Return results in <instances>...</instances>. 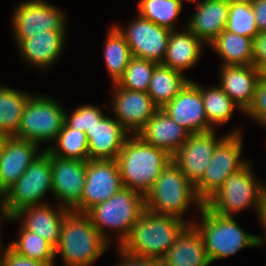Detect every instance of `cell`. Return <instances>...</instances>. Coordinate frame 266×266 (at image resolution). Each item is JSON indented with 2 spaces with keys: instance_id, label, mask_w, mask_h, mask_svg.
Wrapping results in <instances>:
<instances>
[{
  "instance_id": "6da1fadb",
  "label": "cell",
  "mask_w": 266,
  "mask_h": 266,
  "mask_svg": "<svg viewBox=\"0 0 266 266\" xmlns=\"http://www.w3.org/2000/svg\"><path fill=\"white\" fill-rule=\"evenodd\" d=\"M192 221L145 209L119 248L138 257L162 260Z\"/></svg>"
},
{
  "instance_id": "7a4b0ae2",
  "label": "cell",
  "mask_w": 266,
  "mask_h": 266,
  "mask_svg": "<svg viewBox=\"0 0 266 266\" xmlns=\"http://www.w3.org/2000/svg\"><path fill=\"white\" fill-rule=\"evenodd\" d=\"M116 161L123 187L145 195L172 161V156L146 143L138 135H130Z\"/></svg>"
},
{
  "instance_id": "3957f363",
  "label": "cell",
  "mask_w": 266,
  "mask_h": 266,
  "mask_svg": "<svg viewBox=\"0 0 266 266\" xmlns=\"http://www.w3.org/2000/svg\"><path fill=\"white\" fill-rule=\"evenodd\" d=\"M109 246L86 213L69 211L63 219L55 259L61 255L64 266H91Z\"/></svg>"
},
{
  "instance_id": "277c9868",
  "label": "cell",
  "mask_w": 266,
  "mask_h": 266,
  "mask_svg": "<svg viewBox=\"0 0 266 266\" xmlns=\"http://www.w3.org/2000/svg\"><path fill=\"white\" fill-rule=\"evenodd\" d=\"M145 209V195L123 187L105 202L92 207L86 214L109 244L112 243L111 238L116 236L114 241H117L115 244L119 247ZM109 229L117 234L111 236L112 232H107Z\"/></svg>"
},
{
  "instance_id": "5b68a950",
  "label": "cell",
  "mask_w": 266,
  "mask_h": 266,
  "mask_svg": "<svg viewBox=\"0 0 266 266\" xmlns=\"http://www.w3.org/2000/svg\"><path fill=\"white\" fill-rule=\"evenodd\" d=\"M199 213L200 219L192 221V224L203 238L211 264L235 255L243 248L258 247L256 234L245 231L234 219L235 216L220 215L205 204Z\"/></svg>"
},
{
  "instance_id": "8992f818",
  "label": "cell",
  "mask_w": 266,
  "mask_h": 266,
  "mask_svg": "<svg viewBox=\"0 0 266 266\" xmlns=\"http://www.w3.org/2000/svg\"><path fill=\"white\" fill-rule=\"evenodd\" d=\"M191 205H195L200 211L204 202L197 195L195 186L171 161L145 194V208L154 213L184 220V215Z\"/></svg>"
},
{
  "instance_id": "52a82bcc",
  "label": "cell",
  "mask_w": 266,
  "mask_h": 266,
  "mask_svg": "<svg viewBox=\"0 0 266 266\" xmlns=\"http://www.w3.org/2000/svg\"><path fill=\"white\" fill-rule=\"evenodd\" d=\"M250 161L230 175L221 187L204 203L211 211L224 216H234L243 210L257 211L266 184L254 175Z\"/></svg>"
},
{
  "instance_id": "ba28073f",
  "label": "cell",
  "mask_w": 266,
  "mask_h": 266,
  "mask_svg": "<svg viewBox=\"0 0 266 266\" xmlns=\"http://www.w3.org/2000/svg\"><path fill=\"white\" fill-rule=\"evenodd\" d=\"M48 192H53L51 154L45 149L0 197L1 209L11 217L24 207L47 204L44 196Z\"/></svg>"
},
{
  "instance_id": "9c48e42d",
  "label": "cell",
  "mask_w": 266,
  "mask_h": 266,
  "mask_svg": "<svg viewBox=\"0 0 266 266\" xmlns=\"http://www.w3.org/2000/svg\"><path fill=\"white\" fill-rule=\"evenodd\" d=\"M46 95L32 94L29 98L17 133L14 137L39 145L55 141L65 121V108Z\"/></svg>"
},
{
  "instance_id": "30bf717a",
  "label": "cell",
  "mask_w": 266,
  "mask_h": 266,
  "mask_svg": "<svg viewBox=\"0 0 266 266\" xmlns=\"http://www.w3.org/2000/svg\"><path fill=\"white\" fill-rule=\"evenodd\" d=\"M243 137L240 128H234L217 144L210 164L201 180L195 185L199 198L205 203L233 173L250 160L241 158Z\"/></svg>"
},
{
  "instance_id": "8fae6325",
  "label": "cell",
  "mask_w": 266,
  "mask_h": 266,
  "mask_svg": "<svg viewBox=\"0 0 266 266\" xmlns=\"http://www.w3.org/2000/svg\"><path fill=\"white\" fill-rule=\"evenodd\" d=\"M14 9L11 18L14 40H24L46 30L67 31L66 12L45 0L21 1Z\"/></svg>"
},
{
  "instance_id": "7c38bea8",
  "label": "cell",
  "mask_w": 266,
  "mask_h": 266,
  "mask_svg": "<svg viewBox=\"0 0 266 266\" xmlns=\"http://www.w3.org/2000/svg\"><path fill=\"white\" fill-rule=\"evenodd\" d=\"M124 35L132 56L162 64L171 30L159 26L139 14L126 27L114 24Z\"/></svg>"
},
{
  "instance_id": "4fadbf2b",
  "label": "cell",
  "mask_w": 266,
  "mask_h": 266,
  "mask_svg": "<svg viewBox=\"0 0 266 266\" xmlns=\"http://www.w3.org/2000/svg\"><path fill=\"white\" fill-rule=\"evenodd\" d=\"M123 188L116 160H87L86 179L80 204L73 210L86 213Z\"/></svg>"
},
{
  "instance_id": "5bb4252c",
  "label": "cell",
  "mask_w": 266,
  "mask_h": 266,
  "mask_svg": "<svg viewBox=\"0 0 266 266\" xmlns=\"http://www.w3.org/2000/svg\"><path fill=\"white\" fill-rule=\"evenodd\" d=\"M217 131L192 133L172 156V161L195 186L204 175L217 144L225 137H217Z\"/></svg>"
},
{
  "instance_id": "9a60e30c",
  "label": "cell",
  "mask_w": 266,
  "mask_h": 266,
  "mask_svg": "<svg viewBox=\"0 0 266 266\" xmlns=\"http://www.w3.org/2000/svg\"><path fill=\"white\" fill-rule=\"evenodd\" d=\"M113 100L110 104L115 119L131 134L137 133L160 109L147 92L132 91L111 85Z\"/></svg>"
},
{
  "instance_id": "2e32d148",
  "label": "cell",
  "mask_w": 266,
  "mask_h": 266,
  "mask_svg": "<svg viewBox=\"0 0 266 266\" xmlns=\"http://www.w3.org/2000/svg\"><path fill=\"white\" fill-rule=\"evenodd\" d=\"M52 194L58 206L73 211L82 199L86 179V161L51 155Z\"/></svg>"
},
{
  "instance_id": "e0dca14e",
  "label": "cell",
  "mask_w": 266,
  "mask_h": 266,
  "mask_svg": "<svg viewBox=\"0 0 266 266\" xmlns=\"http://www.w3.org/2000/svg\"><path fill=\"white\" fill-rule=\"evenodd\" d=\"M161 109L191 134L214 130L207 120L201 90L193 79Z\"/></svg>"
},
{
  "instance_id": "ac0fdd59",
  "label": "cell",
  "mask_w": 266,
  "mask_h": 266,
  "mask_svg": "<svg viewBox=\"0 0 266 266\" xmlns=\"http://www.w3.org/2000/svg\"><path fill=\"white\" fill-rule=\"evenodd\" d=\"M29 140L4 136L0 148V197L24 174L45 150Z\"/></svg>"
},
{
  "instance_id": "d6986e66",
  "label": "cell",
  "mask_w": 266,
  "mask_h": 266,
  "mask_svg": "<svg viewBox=\"0 0 266 266\" xmlns=\"http://www.w3.org/2000/svg\"><path fill=\"white\" fill-rule=\"evenodd\" d=\"M70 210L53 206L50 202L43 205L27 206L15 212L8 221H20V225L28 231L39 234L54 248L58 245L62 223L65 215Z\"/></svg>"
},
{
  "instance_id": "ffe728a7",
  "label": "cell",
  "mask_w": 266,
  "mask_h": 266,
  "mask_svg": "<svg viewBox=\"0 0 266 266\" xmlns=\"http://www.w3.org/2000/svg\"><path fill=\"white\" fill-rule=\"evenodd\" d=\"M66 31L46 30L24 40H15L16 48L27 64L47 71L62 56L66 46Z\"/></svg>"
},
{
  "instance_id": "44dd1931",
  "label": "cell",
  "mask_w": 266,
  "mask_h": 266,
  "mask_svg": "<svg viewBox=\"0 0 266 266\" xmlns=\"http://www.w3.org/2000/svg\"><path fill=\"white\" fill-rule=\"evenodd\" d=\"M218 77L220 88L241 109L243 114L251 106L259 81V70L254 65L222 66Z\"/></svg>"
},
{
  "instance_id": "7402d4cb",
  "label": "cell",
  "mask_w": 266,
  "mask_h": 266,
  "mask_svg": "<svg viewBox=\"0 0 266 266\" xmlns=\"http://www.w3.org/2000/svg\"><path fill=\"white\" fill-rule=\"evenodd\" d=\"M86 134L89 160H116L131 135L114 117L107 115Z\"/></svg>"
},
{
  "instance_id": "603a6c76",
  "label": "cell",
  "mask_w": 266,
  "mask_h": 266,
  "mask_svg": "<svg viewBox=\"0 0 266 266\" xmlns=\"http://www.w3.org/2000/svg\"><path fill=\"white\" fill-rule=\"evenodd\" d=\"M186 27L207 46L225 30L229 0H199Z\"/></svg>"
},
{
  "instance_id": "cb8c5ba5",
  "label": "cell",
  "mask_w": 266,
  "mask_h": 266,
  "mask_svg": "<svg viewBox=\"0 0 266 266\" xmlns=\"http://www.w3.org/2000/svg\"><path fill=\"white\" fill-rule=\"evenodd\" d=\"M190 132L174 122L159 109L137 133L146 143L165 150L173 156L190 137Z\"/></svg>"
},
{
  "instance_id": "d4e9b609",
  "label": "cell",
  "mask_w": 266,
  "mask_h": 266,
  "mask_svg": "<svg viewBox=\"0 0 266 266\" xmlns=\"http://www.w3.org/2000/svg\"><path fill=\"white\" fill-rule=\"evenodd\" d=\"M204 45L186 25L170 32L168 47L162 65L183 73L192 69L201 58Z\"/></svg>"
},
{
  "instance_id": "484cf974",
  "label": "cell",
  "mask_w": 266,
  "mask_h": 266,
  "mask_svg": "<svg viewBox=\"0 0 266 266\" xmlns=\"http://www.w3.org/2000/svg\"><path fill=\"white\" fill-rule=\"evenodd\" d=\"M200 232L189 224L162 259V266H210Z\"/></svg>"
},
{
  "instance_id": "4316f807",
  "label": "cell",
  "mask_w": 266,
  "mask_h": 266,
  "mask_svg": "<svg viewBox=\"0 0 266 266\" xmlns=\"http://www.w3.org/2000/svg\"><path fill=\"white\" fill-rule=\"evenodd\" d=\"M221 59V66L253 65V39L222 31L209 45Z\"/></svg>"
},
{
  "instance_id": "83f0119b",
  "label": "cell",
  "mask_w": 266,
  "mask_h": 266,
  "mask_svg": "<svg viewBox=\"0 0 266 266\" xmlns=\"http://www.w3.org/2000/svg\"><path fill=\"white\" fill-rule=\"evenodd\" d=\"M191 79L184 73L158 64L153 71L147 93L161 109L170 102Z\"/></svg>"
},
{
  "instance_id": "f1b7e54d",
  "label": "cell",
  "mask_w": 266,
  "mask_h": 266,
  "mask_svg": "<svg viewBox=\"0 0 266 266\" xmlns=\"http://www.w3.org/2000/svg\"><path fill=\"white\" fill-rule=\"evenodd\" d=\"M32 93L0 85V135L14 136Z\"/></svg>"
},
{
  "instance_id": "f546056e",
  "label": "cell",
  "mask_w": 266,
  "mask_h": 266,
  "mask_svg": "<svg viewBox=\"0 0 266 266\" xmlns=\"http://www.w3.org/2000/svg\"><path fill=\"white\" fill-rule=\"evenodd\" d=\"M103 49L105 67L112 84H116L133 56L124 35L114 24L108 30Z\"/></svg>"
},
{
  "instance_id": "4dcf8cb0",
  "label": "cell",
  "mask_w": 266,
  "mask_h": 266,
  "mask_svg": "<svg viewBox=\"0 0 266 266\" xmlns=\"http://www.w3.org/2000/svg\"><path fill=\"white\" fill-rule=\"evenodd\" d=\"M201 90L202 101L205 108L208 123L214 128L224 125L232 119L233 114L241 109L220 88L219 85L205 87L193 81Z\"/></svg>"
},
{
  "instance_id": "1f68e13d",
  "label": "cell",
  "mask_w": 266,
  "mask_h": 266,
  "mask_svg": "<svg viewBox=\"0 0 266 266\" xmlns=\"http://www.w3.org/2000/svg\"><path fill=\"white\" fill-rule=\"evenodd\" d=\"M55 144L45 146L51 155L63 159L89 160L87 134L69 128L65 123L55 139Z\"/></svg>"
},
{
  "instance_id": "d6a6232c",
  "label": "cell",
  "mask_w": 266,
  "mask_h": 266,
  "mask_svg": "<svg viewBox=\"0 0 266 266\" xmlns=\"http://www.w3.org/2000/svg\"><path fill=\"white\" fill-rule=\"evenodd\" d=\"M183 2L184 0H139L138 14L173 31L177 29V20L182 12Z\"/></svg>"
},
{
  "instance_id": "836d02e7",
  "label": "cell",
  "mask_w": 266,
  "mask_h": 266,
  "mask_svg": "<svg viewBox=\"0 0 266 266\" xmlns=\"http://www.w3.org/2000/svg\"><path fill=\"white\" fill-rule=\"evenodd\" d=\"M18 231L17 240L8 244L12 250L27 258L54 266L55 248L50 243L39 234L25 230L21 225Z\"/></svg>"
},
{
  "instance_id": "e575fe53",
  "label": "cell",
  "mask_w": 266,
  "mask_h": 266,
  "mask_svg": "<svg viewBox=\"0 0 266 266\" xmlns=\"http://www.w3.org/2000/svg\"><path fill=\"white\" fill-rule=\"evenodd\" d=\"M157 65L150 60L132 57L116 85L132 91L147 92L154 68Z\"/></svg>"
},
{
  "instance_id": "d590c367",
  "label": "cell",
  "mask_w": 266,
  "mask_h": 266,
  "mask_svg": "<svg viewBox=\"0 0 266 266\" xmlns=\"http://www.w3.org/2000/svg\"><path fill=\"white\" fill-rule=\"evenodd\" d=\"M225 29L253 39L259 32L251 4L229 1L228 21Z\"/></svg>"
},
{
  "instance_id": "8d00e7d4",
  "label": "cell",
  "mask_w": 266,
  "mask_h": 266,
  "mask_svg": "<svg viewBox=\"0 0 266 266\" xmlns=\"http://www.w3.org/2000/svg\"><path fill=\"white\" fill-rule=\"evenodd\" d=\"M105 105L102 106L103 110H101V107L93 104H85L77 107L71 114L65 111L64 123L69 128L87 133L88 130H91L106 116L104 114V109H106Z\"/></svg>"
},
{
  "instance_id": "74e56055",
  "label": "cell",
  "mask_w": 266,
  "mask_h": 266,
  "mask_svg": "<svg viewBox=\"0 0 266 266\" xmlns=\"http://www.w3.org/2000/svg\"><path fill=\"white\" fill-rule=\"evenodd\" d=\"M243 115L266 127V81H258L253 102Z\"/></svg>"
},
{
  "instance_id": "f35d334b",
  "label": "cell",
  "mask_w": 266,
  "mask_h": 266,
  "mask_svg": "<svg viewBox=\"0 0 266 266\" xmlns=\"http://www.w3.org/2000/svg\"><path fill=\"white\" fill-rule=\"evenodd\" d=\"M3 266H49L48 264L22 256L9 246L0 248Z\"/></svg>"
},
{
  "instance_id": "ab89813d",
  "label": "cell",
  "mask_w": 266,
  "mask_h": 266,
  "mask_svg": "<svg viewBox=\"0 0 266 266\" xmlns=\"http://www.w3.org/2000/svg\"><path fill=\"white\" fill-rule=\"evenodd\" d=\"M120 255L119 263L114 266H162V260L149 257H138L130 253H126L121 248L115 246Z\"/></svg>"
},
{
  "instance_id": "60d3db41",
  "label": "cell",
  "mask_w": 266,
  "mask_h": 266,
  "mask_svg": "<svg viewBox=\"0 0 266 266\" xmlns=\"http://www.w3.org/2000/svg\"><path fill=\"white\" fill-rule=\"evenodd\" d=\"M264 61H266V32H261L253 38V65L258 67Z\"/></svg>"
},
{
  "instance_id": "b9f144b4",
  "label": "cell",
  "mask_w": 266,
  "mask_h": 266,
  "mask_svg": "<svg viewBox=\"0 0 266 266\" xmlns=\"http://www.w3.org/2000/svg\"><path fill=\"white\" fill-rule=\"evenodd\" d=\"M251 6L258 32H266V0H255Z\"/></svg>"
},
{
  "instance_id": "7bdbcfd3",
  "label": "cell",
  "mask_w": 266,
  "mask_h": 266,
  "mask_svg": "<svg viewBox=\"0 0 266 266\" xmlns=\"http://www.w3.org/2000/svg\"><path fill=\"white\" fill-rule=\"evenodd\" d=\"M256 216L258 217L257 219H259V223L261 224V227H263V232L264 233V237L262 236H257L256 235V240L258 243V246L263 247L266 245V190L264 191L261 201L258 205L257 211H256Z\"/></svg>"
},
{
  "instance_id": "ee69618b",
  "label": "cell",
  "mask_w": 266,
  "mask_h": 266,
  "mask_svg": "<svg viewBox=\"0 0 266 266\" xmlns=\"http://www.w3.org/2000/svg\"><path fill=\"white\" fill-rule=\"evenodd\" d=\"M258 70H259V81H266V61H264L258 66Z\"/></svg>"
},
{
  "instance_id": "f6af8a7d",
  "label": "cell",
  "mask_w": 266,
  "mask_h": 266,
  "mask_svg": "<svg viewBox=\"0 0 266 266\" xmlns=\"http://www.w3.org/2000/svg\"><path fill=\"white\" fill-rule=\"evenodd\" d=\"M5 221L6 220V216H5V214H4V212H3V210L1 209V205H0V227H1V221ZM1 230V229H0ZM1 234V233H0ZM1 237V236H0ZM2 238H0V248H1V246H2V240H1Z\"/></svg>"
},
{
  "instance_id": "bcb514c9",
  "label": "cell",
  "mask_w": 266,
  "mask_h": 266,
  "mask_svg": "<svg viewBox=\"0 0 266 266\" xmlns=\"http://www.w3.org/2000/svg\"><path fill=\"white\" fill-rule=\"evenodd\" d=\"M229 1L252 4L255 0H229Z\"/></svg>"
},
{
  "instance_id": "7dc6e473",
  "label": "cell",
  "mask_w": 266,
  "mask_h": 266,
  "mask_svg": "<svg viewBox=\"0 0 266 266\" xmlns=\"http://www.w3.org/2000/svg\"><path fill=\"white\" fill-rule=\"evenodd\" d=\"M3 139H4V136L3 135H0V148H1L2 143H3Z\"/></svg>"
},
{
  "instance_id": "c3c4849f",
  "label": "cell",
  "mask_w": 266,
  "mask_h": 266,
  "mask_svg": "<svg viewBox=\"0 0 266 266\" xmlns=\"http://www.w3.org/2000/svg\"><path fill=\"white\" fill-rule=\"evenodd\" d=\"M185 2L188 1V2H196V1H199V0H184Z\"/></svg>"
},
{
  "instance_id": "681fc988",
  "label": "cell",
  "mask_w": 266,
  "mask_h": 266,
  "mask_svg": "<svg viewBox=\"0 0 266 266\" xmlns=\"http://www.w3.org/2000/svg\"><path fill=\"white\" fill-rule=\"evenodd\" d=\"M0 266H3L2 259H1V254H0Z\"/></svg>"
}]
</instances>
